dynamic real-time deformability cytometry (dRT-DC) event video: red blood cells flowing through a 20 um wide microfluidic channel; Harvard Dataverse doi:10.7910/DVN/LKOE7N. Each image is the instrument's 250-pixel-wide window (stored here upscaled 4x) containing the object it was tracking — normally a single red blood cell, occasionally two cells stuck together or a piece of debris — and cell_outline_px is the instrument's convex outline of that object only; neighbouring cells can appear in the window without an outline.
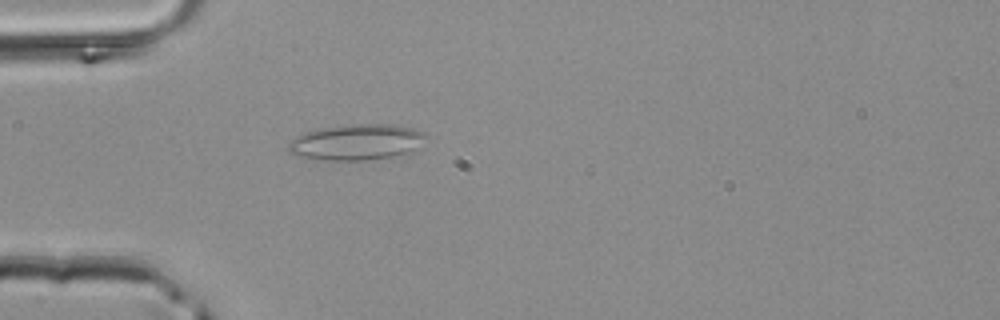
{"species": "common noctule bat (a hibernating species)", "species_latin": "Nyctalus noctula", "temperature_condition": "room temperature", "stored_images_in_passage": 38, "segment_of_instrument_passage": [1, 2], "camera_frame_rate_fps": 3000, "um_per_image_px": 0.085, "animal": {"sex": "male", "body_mass_g": 20.4}, "frame": {"image": 1, "passage_image": 6, "time_ms": 1.667, "image_size_px": [1000, 320], "cell_outline_px": [[428, 136], [408, 156], [368, 160], [320, 160], [296, 156], [288, 152], [288, 144], [292, 140], [304, 132], [316, 128], [352, 124], [392, 124], [412, 128], [424, 132]], "centroid_in_image_um": [30.34, 12.1], "position_along_channel_um": 54.7, "area_um2": 29.42}}
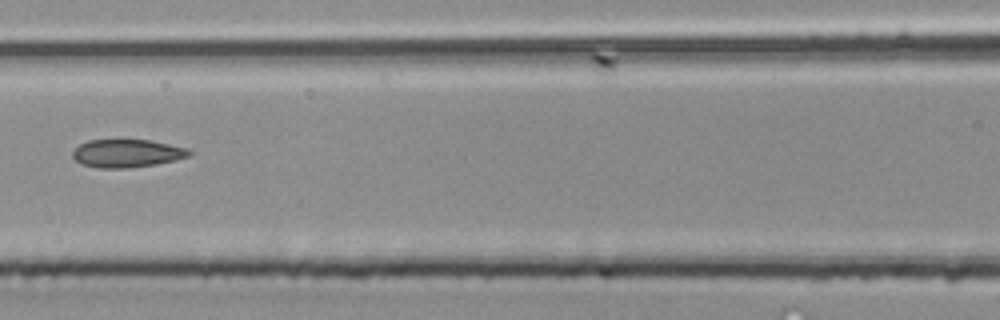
{"frame": {"image": 2, "passage_image": 13, "time_ms": 4.0, "image_size_px": [1000, 320], "cell_outline_px": [[196, 152], [192, 156], [156, 164], [128, 168], [96, 168], [80, 164], [72, 156], [72, 152], [80, 144], [88, 140], [116, 136], [152, 140], [188, 148]], "centroid_in_image_um": [10.81, 12.98], "position_along_channel_um": 155.8, "area_um2": 20.23}}
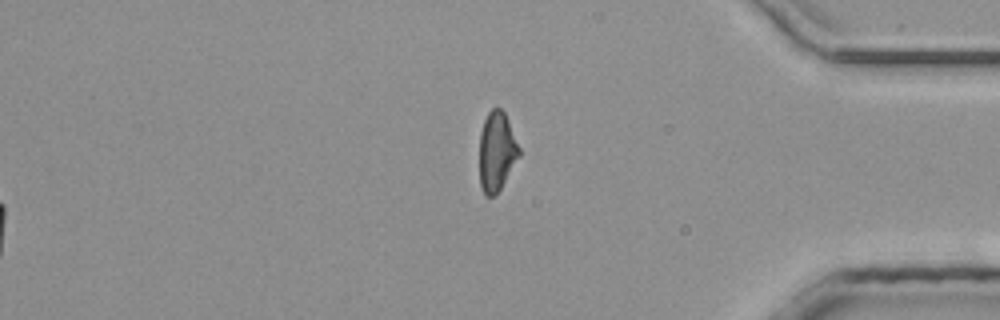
{"frame": {"image": 3, "passage_image": 30, "time_ms": 9.667, "image_size_px": [1000, 320], "cell_outline_px": [[520, 156], [496, 196], [484, 196], [480, 184], [480, 132], [484, 120], [488, 112], [492, 108], [500, 108], [504, 112], [508, 120], [520, 148]], "centroid_in_image_um": [42.22, 12.9], "position_along_channel_um": 393.0, "area_um2": 18.44}}